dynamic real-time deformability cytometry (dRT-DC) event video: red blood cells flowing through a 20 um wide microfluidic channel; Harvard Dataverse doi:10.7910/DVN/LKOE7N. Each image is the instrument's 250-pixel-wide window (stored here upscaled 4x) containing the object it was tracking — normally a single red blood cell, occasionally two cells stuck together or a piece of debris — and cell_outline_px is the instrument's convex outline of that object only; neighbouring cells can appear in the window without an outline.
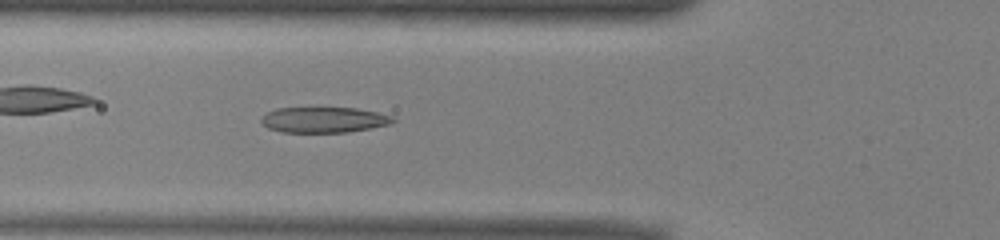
{"species": "common noctule bat (a hibernating species)", "species_latin": "Nyctalus noctula", "temperature_condition": "warm", "stored_images_in_passage": 52, "camera_frame_rate_fps": 3000, "um_per_image_px": 0.085, "animal": {"sex": "male", "body_mass_g": 13.0, "forearm_length_mm": 53.1}, "frame": {"image": 1, "passage_image": 19, "time_ms": 6.0, "image_size_px": [1000, 240], "cell_outline_px": [[396, 120], [388, 124], [348, 132], [284, 132], [268, 128], [260, 120], [260, 116], [268, 112], [280, 108], [356, 108], [376, 112], [392, 116]], "centroid_in_image_um": [27.5, 10.18], "position_along_channel_um": 98.3, "area_um2": 19.36}}
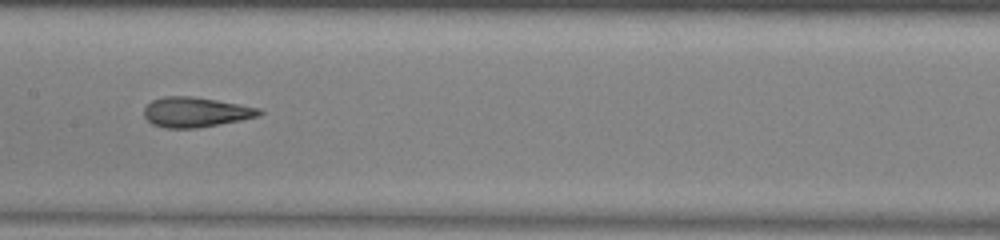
{"frame": {"image": 2, "passage_image": 26, "time_ms": 8.333, "image_size_px": [1000, 240], "cell_outline_px": [[264, 112], [260, 116], [240, 120], [196, 128], [164, 128], [152, 124], [144, 116], [144, 108], [152, 100], [164, 96], [192, 96], [216, 100], [260, 108]], "centroid_in_image_um": [16.62, 9.53], "position_along_channel_um": 190.8, "area_um2": 20.06}}
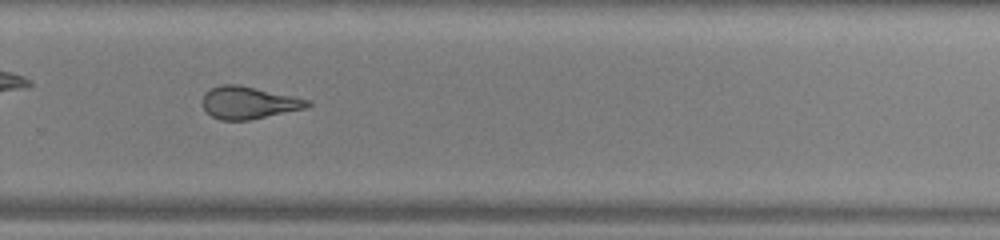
{"frame": {"image": 3, "passage_image": 35, "time_ms": 11.333, "image_size_px": [1000, 240], "cell_outline_px": [[312, 104], [304, 108], [248, 120], [220, 120], [212, 116], [204, 108], [204, 92], [220, 84], [240, 84], [292, 96], [308, 100]], "centroid_in_image_um": [21.1, 8.71], "position_along_channel_um": 308.7, "area_um2": 19.42}, "authors_computed_cell_mechanics": {"area_um2": 21.2415, "velocity_mm_per_s": 3.9483, "shape_relaxation_time_tau1_ms": 8.578, "shape_relaxation_time_tau2_ms": 1.3416, "deformation_change_tau1": 0.263, "deformation_change_tau2": 0.1058}}